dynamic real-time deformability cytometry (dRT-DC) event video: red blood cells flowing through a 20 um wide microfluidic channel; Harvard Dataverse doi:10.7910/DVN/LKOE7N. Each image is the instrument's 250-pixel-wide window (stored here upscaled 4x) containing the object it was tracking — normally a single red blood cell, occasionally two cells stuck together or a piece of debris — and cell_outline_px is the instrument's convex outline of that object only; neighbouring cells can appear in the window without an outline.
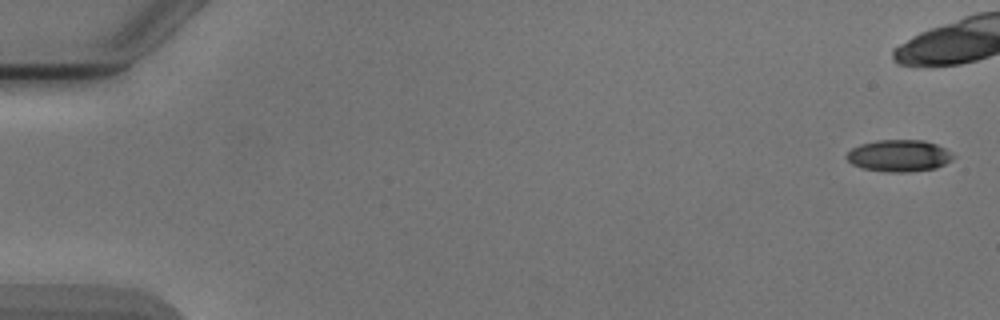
{"species": "Egyptian fruit bat (a non-hibernating species)", "species_latin": "Rousettus aegyptiacus", "temperature_condition": "cold", "stored_images_in_passage": 17, "camera_frame_rate_fps": 3000, "um_per_image_px": 0.085, "animal": {"sex": "male"}, "frame": {"image": 1, "passage_image": 1, "time_ms": 0.0, "image_size_px": [1000, 320], "cell_outline_px": [[952, 160], [936, 168], [908, 172], [888, 172], [864, 168], [852, 164], [844, 156], [852, 148], [860, 144], [876, 140], [924, 140], [936, 144], [944, 148], [952, 156]], "centroid_in_image_um": [76.38, 13.23], "position_along_channel_um": 8.6, "area_um2": 19.59}}